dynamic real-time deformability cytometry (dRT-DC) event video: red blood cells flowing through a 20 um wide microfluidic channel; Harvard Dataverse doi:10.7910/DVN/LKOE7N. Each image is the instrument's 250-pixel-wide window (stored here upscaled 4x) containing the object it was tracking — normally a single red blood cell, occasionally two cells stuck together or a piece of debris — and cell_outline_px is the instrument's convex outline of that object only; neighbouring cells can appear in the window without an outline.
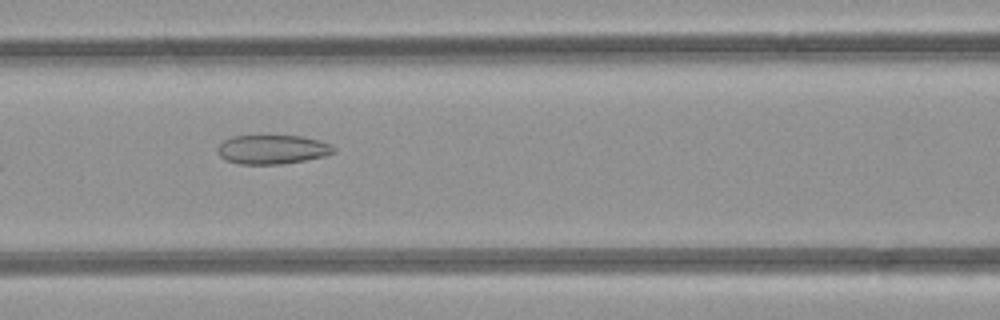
{"species": "common noctule bat (a hibernating species)", "species_latin": "Nyctalus noctula", "temperature_condition": "room temperature", "stored_images_in_passage": 7, "camera_frame_rate_fps": 3000, "um_per_image_px": 0.085, "animal": {"sex": "female", "body_mass_g": 21.9}, "frame": {"image": 1, "passage_image": 6, "time_ms": 5.667, "image_size_px": [1000, 320], "cell_outline_px": [[336, 152], [324, 156], [304, 160], [280, 164], [240, 164], [224, 160], [220, 156], [216, 148], [224, 140], [232, 136], [304, 136], [320, 140], [332, 144], [336, 148]], "centroid_in_image_um": [23.17, 12.7], "position_along_channel_um": 143.4, "area_um2": 19.83}}
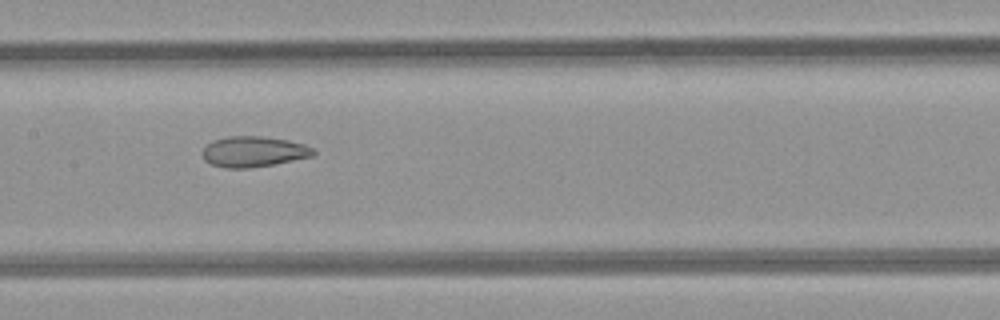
{"frame": {"image": 2, "passage_image": 7, "time_ms": 6.667, "image_size_px": [1000, 320], "cell_outline_px": [[316, 152], [312, 156], [272, 164], [248, 168], [224, 168], [212, 164], [204, 160], [200, 152], [212, 140], [228, 136], [260, 136], [288, 140], [304, 144], [312, 148]], "centroid_in_image_um": [21.51, 12.88], "position_along_channel_um": 185.9, "area_um2": 19.71}}